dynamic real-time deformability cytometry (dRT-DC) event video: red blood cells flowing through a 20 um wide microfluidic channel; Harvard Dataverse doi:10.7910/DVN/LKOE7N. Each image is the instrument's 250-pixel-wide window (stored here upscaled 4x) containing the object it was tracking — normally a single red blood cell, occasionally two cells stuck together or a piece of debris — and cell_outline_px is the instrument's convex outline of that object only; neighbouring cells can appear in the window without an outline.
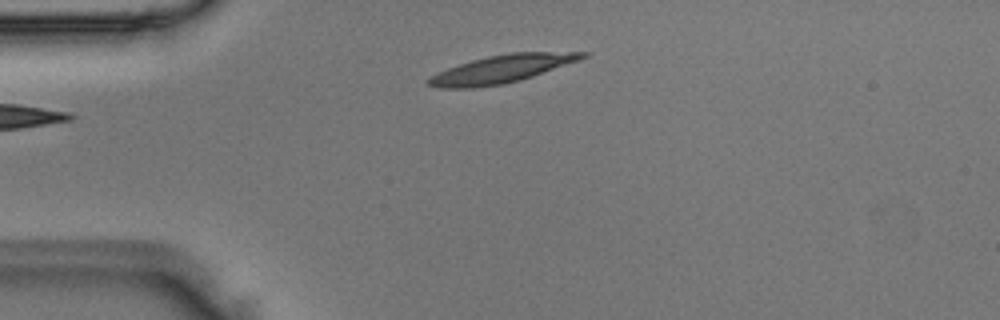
{"species": "Egyptian fruit bat (a non-hibernating species)", "species_latin": "Rousettus aegyptiacus", "temperature_condition": "room temperature", "stored_images_in_passage": 5, "camera_frame_rate_fps": 3000, "um_per_image_px": 0.085, "animal": {"sex": "male"}, "frame": {"image": 1, "passage_image": 2, "time_ms": 0.333, "image_size_px": [1000, 320], "cell_outline_px": [[588, 56], [580, 60], [520, 80], [504, 84], [472, 88], [436, 88], [428, 84], [424, 80], [448, 68], [472, 60], [488, 56], [508, 52], [588, 52]], "centroid_in_image_um": [42.64, 5.86], "position_along_channel_um": 42.4, "area_um2": 24.8}}
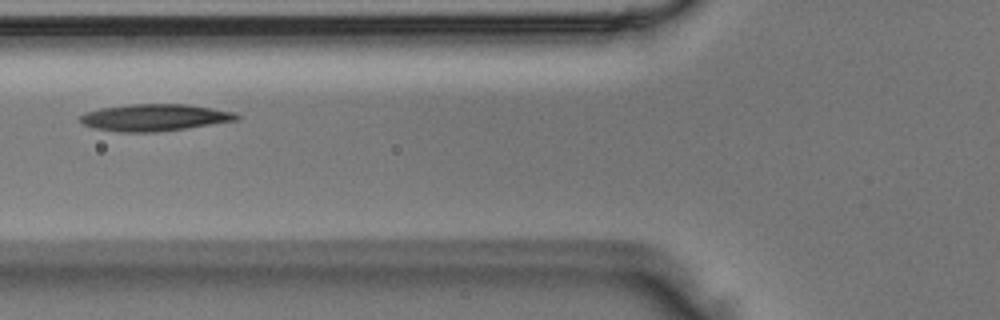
{"frame": {"image": 2, "passage_image": 4, "time_ms": 1.0, "image_size_px": [1000, 320], "cell_outline_px": [[240, 116], [236, 120], [184, 128], [156, 132], [120, 132], [96, 128], [84, 124], [80, 120], [80, 116], [84, 112], [100, 108], [128, 104], [188, 104], [236, 112]], "centroid_in_image_um": [13.12, 9.97], "position_along_channel_um": 112.7, "area_um2": 24.33}}